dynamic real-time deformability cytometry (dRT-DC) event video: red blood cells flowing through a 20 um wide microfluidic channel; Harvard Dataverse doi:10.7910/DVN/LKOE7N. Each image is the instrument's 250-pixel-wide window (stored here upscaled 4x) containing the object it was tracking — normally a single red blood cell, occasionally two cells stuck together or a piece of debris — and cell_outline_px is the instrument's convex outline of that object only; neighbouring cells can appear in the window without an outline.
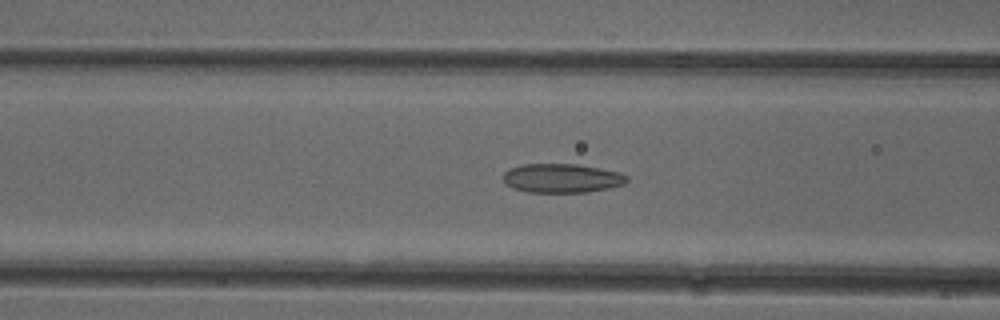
{"species": "common noctule bat (a hibernating species)", "species_latin": "Nyctalus noctula", "temperature_condition": "cold", "stored_images_in_passage": 43, "camera_frame_rate_fps": 3000, "um_per_image_px": 0.085, "animal": {"sex": "female"}, "frame": {"image": 1, "passage_image": 19, "time_ms": 6.0, "image_size_px": [1000, 320], "cell_outline_px": [[628, 180], [624, 184], [608, 188], [588, 192], [528, 192], [512, 188], [504, 180], [504, 172], [508, 168], [524, 164], [576, 164], [620, 172], [628, 176]], "centroid_in_image_um": [47.76, 15.14], "position_along_channel_um": 118.8, "area_um2": 20.87}}
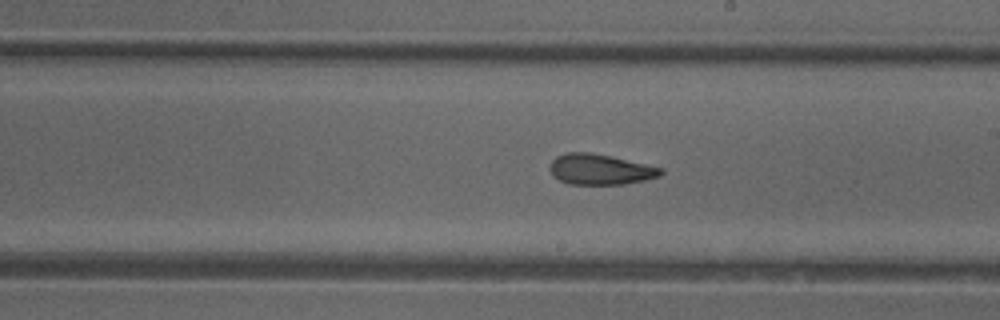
{"frame": {"image": 2, "passage_image": 28, "time_ms": 9.0, "image_size_px": [1000, 320], "cell_outline_px": [[664, 172], [660, 176], [644, 180], [624, 184], [568, 184], [552, 176], [548, 168], [552, 160], [556, 156], [568, 152], [592, 152], [612, 156], [664, 168]], "centroid_in_image_um": [51.0, 14.39], "position_along_channel_um": 238.0, "area_um2": 20.0}}
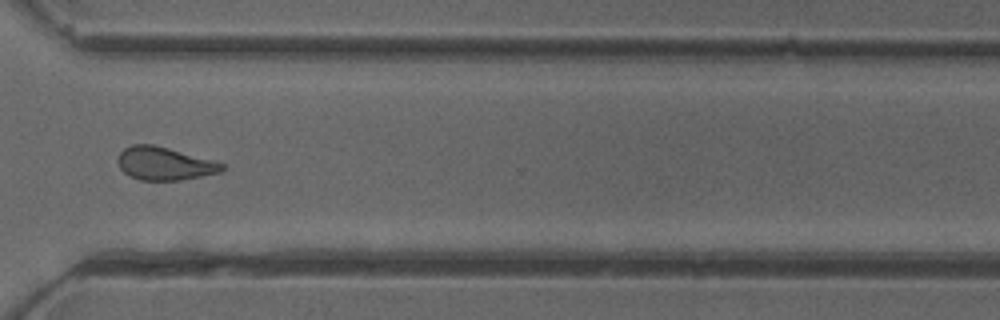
{"frame": {"image": 3, "passage_image": 37, "time_ms": 12.0, "image_size_px": [1000, 320], "cell_outline_px": [[224, 168], [220, 172], [180, 180], [140, 180], [124, 172], [120, 168], [116, 160], [120, 152], [124, 148], [132, 144], [152, 144], [168, 148], [212, 160], [224, 164]], "centroid_in_image_um": [13.93, 13.89], "position_along_channel_um": 356.7, "area_um2": 19.83}, "authors_computed_cell_mechanics": {"area_um2": 20.6346, "velocity_mm_per_s": 3.968, "shape_relaxation_time_tau1_ms": null, "shape_relaxation_time_tau2_ms": 2.9683, "deformation_change_tau1": null, "deformation_change_tau2": 0.1037}}